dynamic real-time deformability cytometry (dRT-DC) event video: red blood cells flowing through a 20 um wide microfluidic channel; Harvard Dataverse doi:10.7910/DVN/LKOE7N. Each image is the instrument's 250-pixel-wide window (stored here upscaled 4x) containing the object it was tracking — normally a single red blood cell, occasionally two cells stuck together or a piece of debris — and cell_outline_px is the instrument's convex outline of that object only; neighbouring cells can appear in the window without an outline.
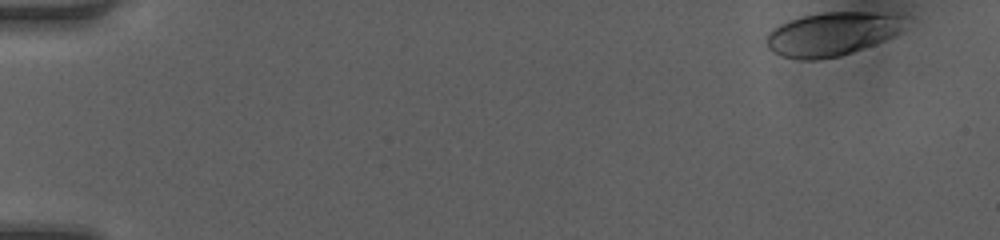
{"species": "human", "species_latin": "Homo sapiens", "temperature_condition": "room temperature", "stored_images_in_passage": 41, "camera_frame_rate_fps": 3000, "um_per_image_px": 0.085, "donor": {"sex": "female"}, "frame": {"image": 1, "passage_image": 1, "time_ms": 0.0, "image_size_px": [1000, 240], "cell_outline_px": [[896, 32], [892, 36], [884, 40], [852, 52], [840, 56], [816, 60], [800, 60], [780, 56], [772, 52], [764, 44], [764, 40], [768, 32], [772, 28], [788, 20], [804, 16], [824, 12], [868, 12], [896, 16]], "centroid_in_image_um": [70.47, 2.93], "position_along_channel_um": 14.5, "area_um2": 34.33}}
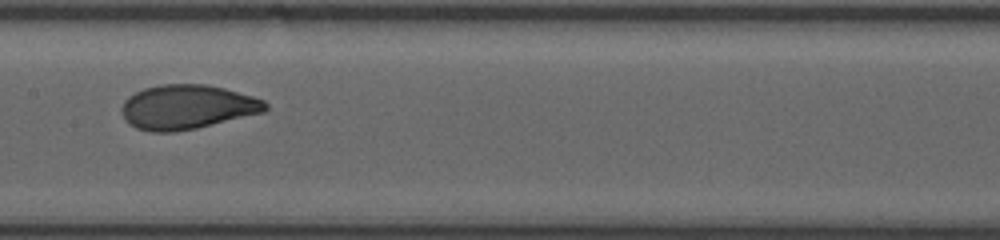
{"frame": {"image": 2, "passage_image": 24, "time_ms": 7.667, "image_size_px": [1000, 240], "cell_outline_px": [[268, 108], [264, 112], [196, 128], [172, 132], [152, 132], [136, 128], [128, 124], [124, 120], [120, 108], [124, 100], [128, 96], [144, 88], [160, 84], [208, 84], [224, 88], [252, 96], [264, 100], [268, 104]], "centroid_in_image_um": [15.87, 9.09], "position_along_channel_um": 191.5, "area_um2": 37.34}}
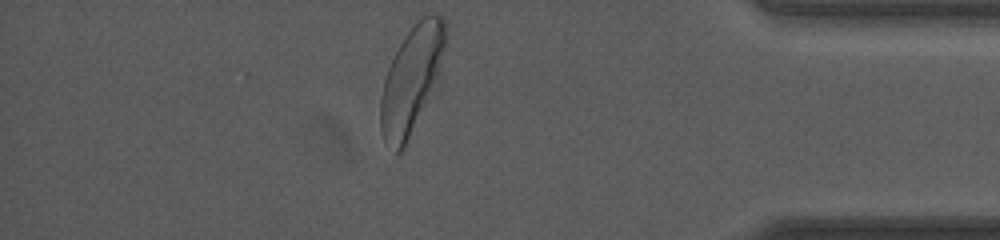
{"frame": {"image": 3, "passage_image": 41, "time_ms": 13.333, "image_size_px": [1000, 240], "cell_outline_px": [[448, 40], [440, 84], [404, 148], [400, 152], [396, 152], [384, 140], [380, 128], [380, 100], [384, 80], [388, 68], [400, 44], [416, 20], [424, 12], [432, 12], [444, 16], [448, 36]], "centroid_in_image_um": [35.09, 6.71], "position_along_channel_um": 400.1, "area_um2": 42.14}, "authors_computed_cell_mechanics": {"area_um2": 36.2984, "velocity_mm_per_s": 4.2092, "shape_relaxation_time_tau1_ms": 3.0901, "shape_relaxation_time_tau2_ms": null, "deformation_change_tau1": 0.1725, "deformation_change_tau2": null}}